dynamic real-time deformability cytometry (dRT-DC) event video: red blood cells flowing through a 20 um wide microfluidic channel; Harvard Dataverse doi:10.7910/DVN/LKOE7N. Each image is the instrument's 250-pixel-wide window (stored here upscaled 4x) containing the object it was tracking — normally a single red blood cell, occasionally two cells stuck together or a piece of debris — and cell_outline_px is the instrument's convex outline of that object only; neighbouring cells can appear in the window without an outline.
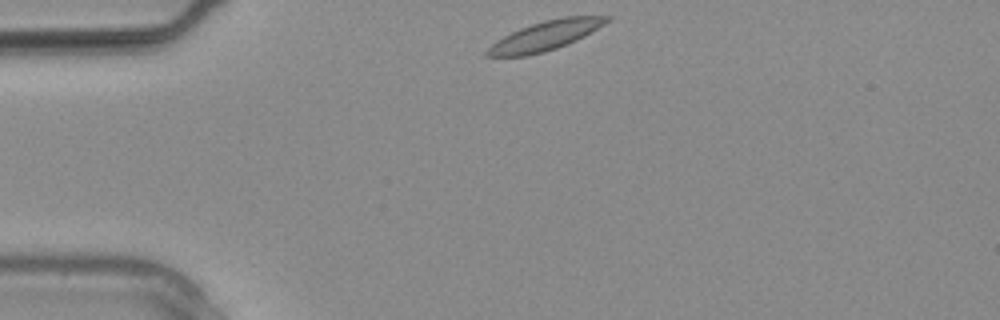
{"species": "common noctule bat (a hibernating species)", "species_latin": "Nyctalus noctula", "temperature_condition": "warm", "stored_images_in_passage": 9, "camera_frame_rate_fps": 3000, "um_per_image_px": 0.085, "animal": {"sex": "male", "body_mass_g": 20.4}, "frame": {"image": 1, "passage_image": 1, "time_ms": 0.0, "image_size_px": [1000, 320], "cell_outline_px": [[612, 20], [584, 36], [576, 40], [556, 48], [544, 52], [528, 56], [484, 56], [484, 52], [496, 40], [520, 28], [544, 20], [564, 16], [612, 16]], "centroid_in_image_um": [46.37, 3.03], "position_along_channel_um": 38.6, "area_um2": 20.4}}
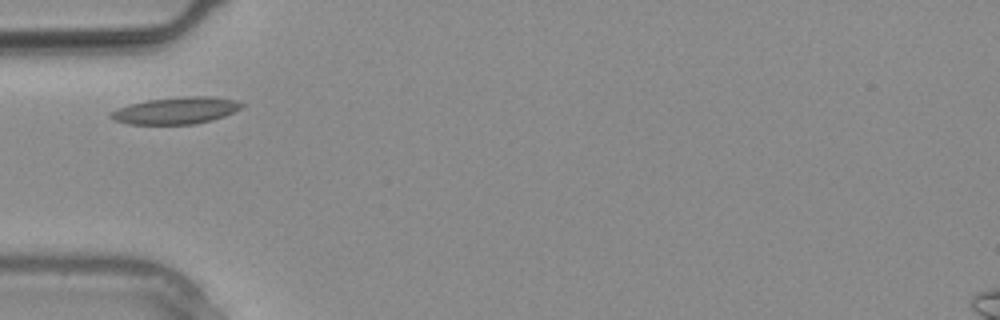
{"frame": {"image": 2, "passage_image": 4, "time_ms": 1.0, "image_size_px": [1000, 320], "cell_outline_px": [[244, 104], [240, 108], [224, 116], [212, 120], [196, 124], [128, 124], [112, 120], [108, 116], [112, 112], [128, 104], [148, 100], [184, 96], [212, 96], [236, 100]], "centroid_in_image_um": [14.95, 9.39], "position_along_channel_um": 70.0, "area_um2": 20.46}}